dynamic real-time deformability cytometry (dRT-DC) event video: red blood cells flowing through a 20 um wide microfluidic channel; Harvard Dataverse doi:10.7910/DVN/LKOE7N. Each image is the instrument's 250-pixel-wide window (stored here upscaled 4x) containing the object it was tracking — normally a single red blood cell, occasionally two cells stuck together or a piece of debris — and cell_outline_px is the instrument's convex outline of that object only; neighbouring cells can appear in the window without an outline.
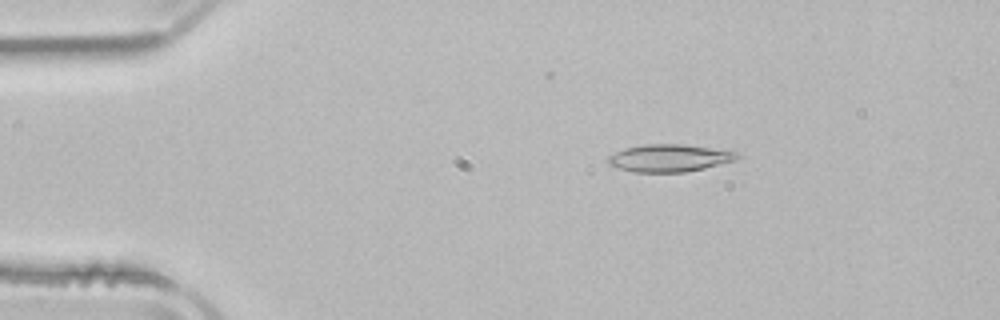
{"species": "common noctule bat (a hibernating species)", "species_latin": "Nyctalus noctula", "temperature_condition": "room temperature", "stored_images_in_passage": 44, "camera_frame_rate_fps": 3000, "um_per_image_px": 0.085, "animal": {"sex": "male", "body_mass_g": 21.5, "forearm_length_mm": 52.0}, "frame": {"image": 1, "passage_image": 1, "time_ms": 0.0, "image_size_px": [1000, 320], "cell_outline_px": [[744, 156], [736, 160], [704, 168], [684, 172], [632, 172], [616, 168], [608, 164], [608, 156], [624, 148], [644, 144], [684, 144], [736, 152]], "centroid_in_image_um": [56.88, 13.43], "position_along_channel_um": 28.1, "area_um2": 20.69}}
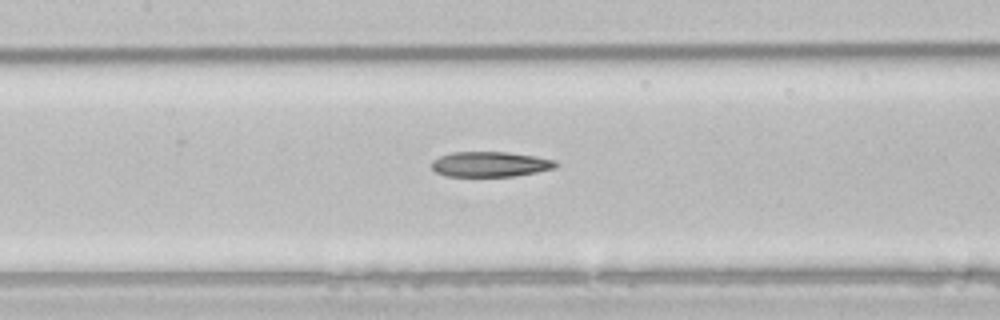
{"frame": {"image": 2, "passage_image": 16, "time_ms": 5.0, "image_size_px": [1000, 320], "cell_outline_px": [[560, 164], [556, 168], [536, 172], [512, 176], [448, 176], [436, 172], [432, 168], [432, 160], [440, 156], [452, 152], [508, 152], [556, 160]], "centroid_in_image_um": [41.68, 13.95], "position_along_channel_um": 165.7, "area_um2": 18.15}}
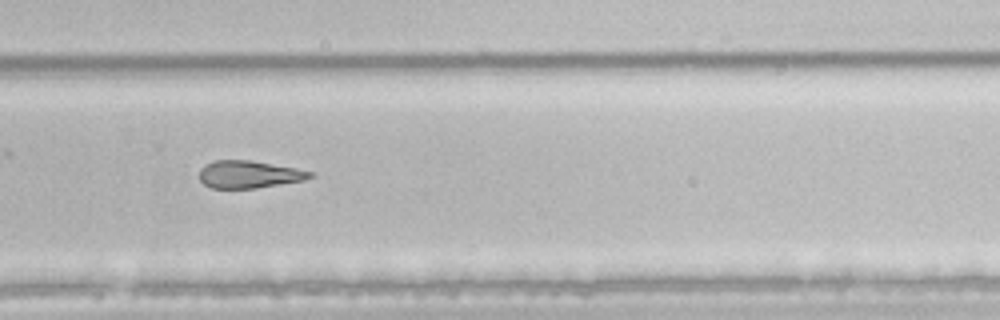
{"frame": {"image": 3, "passage_image": 27, "time_ms": 8.667, "image_size_px": [1000, 320], "cell_outline_px": [[312, 176], [304, 180], [256, 188], [212, 188], [204, 184], [200, 180], [200, 168], [204, 164], [216, 160], [248, 160], [296, 168], [312, 172]], "centroid_in_image_um": [21.12, 14.82], "position_along_channel_um": 308.7, "area_um2": 17.51}}